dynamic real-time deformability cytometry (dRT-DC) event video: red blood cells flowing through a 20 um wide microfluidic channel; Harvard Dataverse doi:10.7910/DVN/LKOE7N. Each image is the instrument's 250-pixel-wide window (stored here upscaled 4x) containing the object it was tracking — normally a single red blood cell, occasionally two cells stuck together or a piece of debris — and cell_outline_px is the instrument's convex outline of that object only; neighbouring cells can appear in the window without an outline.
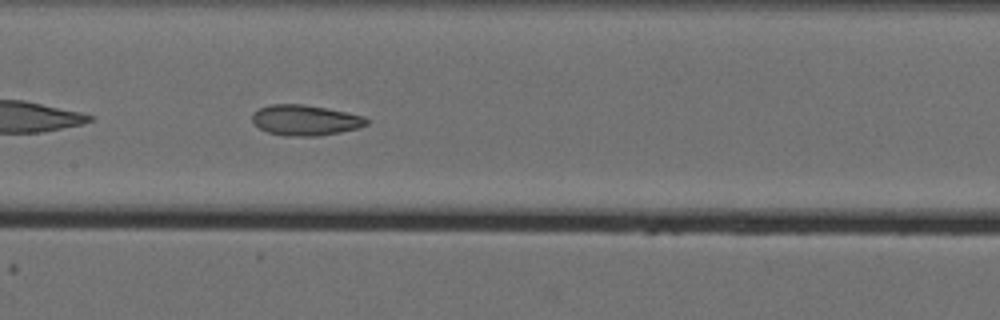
{"species": "Egyptian fruit bat (a non-hibernating species)", "species_latin": "Rousettus aegyptiacus", "temperature_condition": "cold", "stored_images_in_passage": 11, "camera_frame_rate_fps": 3000, "um_per_image_px": 0.085, "animal": {"sex": "female"}, "frame": {"image": 1, "passage_image": 10, "time_ms": 3.0, "image_size_px": [1000, 320], "cell_outline_px": [[368, 124], [360, 128], [340, 132], [316, 136], [284, 136], [268, 132], [260, 128], [252, 120], [252, 112], [260, 108], [272, 104], [304, 104], [364, 116], [368, 120]], "centroid_in_image_um": [25.94, 10.22], "position_along_channel_um": 181.5, "area_um2": 20.23}}